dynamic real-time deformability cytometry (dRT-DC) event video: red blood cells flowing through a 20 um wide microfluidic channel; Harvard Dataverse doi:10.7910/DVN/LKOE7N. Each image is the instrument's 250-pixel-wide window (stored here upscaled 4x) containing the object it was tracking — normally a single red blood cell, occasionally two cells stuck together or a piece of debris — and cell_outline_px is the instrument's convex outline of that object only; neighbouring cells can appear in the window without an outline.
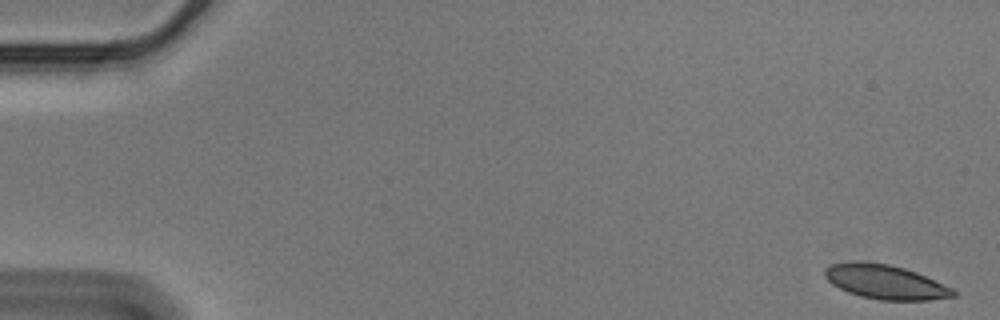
{"species": "Egyptian fruit bat (a non-hibernating species)", "species_latin": "Rousettus aegyptiacus", "temperature_condition": "cold", "stored_images_in_passage": 56, "camera_frame_rate_fps": 3000, "um_per_image_px": 0.085, "animal": {"sex": "male"}, "frame": {"image": 1, "passage_image": 1, "time_ms": 0.0, "image_size_px": [1000, 320], "cell_outline_px": [[960, 292], [956, 296], [928, 300], [880, 300], [860, 296], [848, 292], [832, 284], [824, 276], [824, 268], [832, 264], [852, 260], [860, 260], [888, 264], [904, 268], [916, 272], [952, 288]], "centroid_in_image_um": [75.24, 23.95], "position_along_channel_um": 9.8, "area_um2": 25.84}}
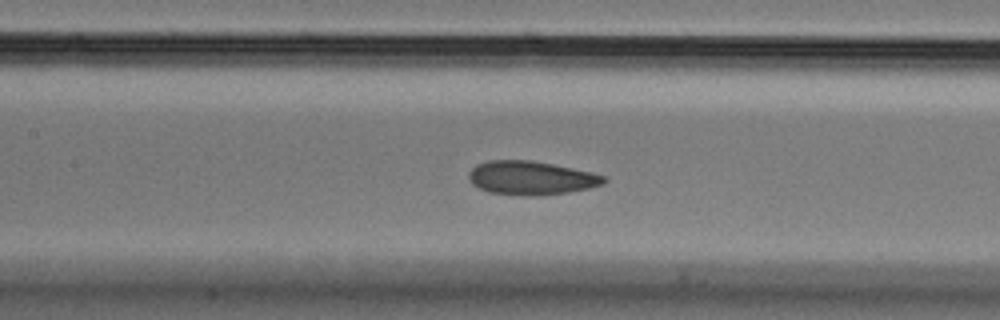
{"frame": {"image": 2, "passage_image": 26, "time_ms": 8.333, "image_size_px": [1000, 320], "cell_outline_px": [[608, 180], [604, 184], [588, 188], [568, 192], [532, 196], [520, 196], [488, 192], [472, 184], [468, 180], [468, 172], [476, 164], [488, 160], [532, 160], [592, 172], [608, 176]], "centroid_in_image_um": [45.13, 15.12], "position_along_channel_um": 162.3, "area_um2": 26.82}}
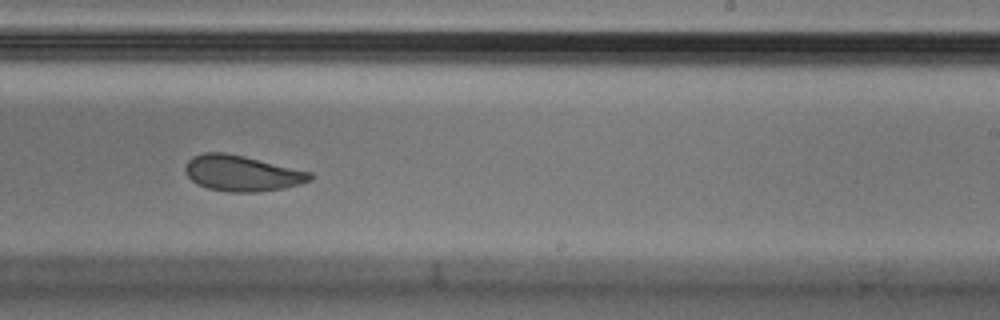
{"frame": {"image": 3, "passage_image": 35, "time_ms": 11.333, "image_size_px": [1000, 320], "cell_outline_px": [[312, 180], [300, 184], [284, 188], [256, 192], [228, 192], [208, 188], [196, 184], [184, 172], [184, 168], [188, 160], [192, 156], [204, 152], [224, 152], [244, 156], [312, 172]], "centroid_in_image_um": [20.54, 14.72], "position_along_channel_um": 268.5, "area_um2": 26.13}, "authors_computed_cell_mechanics": {"area_um2": 26.3568, "velocity_mm_per_s": 3.549, "shape_relaxation_time_tau1_ms": 4.9913, "shape_relaxation_time_tau2_ms": 3.4074, "deformation_change_tau1": 0.1165, "deformation_change_tau2": 0.0662}}